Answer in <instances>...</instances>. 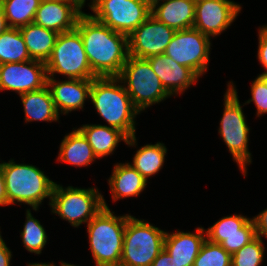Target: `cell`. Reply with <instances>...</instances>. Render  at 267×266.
Wrapping results in <instances>:
<instances>
[{"label":"cell","mask_w":267,"mask_h":266,"mask_svg":"<svg viewBox=\"0 0 267 266\" xmlns=\"http://www.w3.org/2000/svg\"><path fill=\"white\" fill-rule=\"evenodd\" d=\"M167 148L164 143L146 144L140 147L129 162L147 181L164 166Z\"/></svg>","instance_id":"484cf974"},{"label":"cell","mask_w":267,"mask_h":266,"mask_svg":"<svg viewBox=\"0 0 267 266\" xmlns=\"http://www.w3.org/2000/svg\"><path fill=\"white\" fill-rule=\"evenodd\" d=\"M48 78H56V74L66 79H94L83 41L79 31L58 34L54 48L45 63Z\"/></svg>","instance_id":"9c48e42d"},{"label":"cell","mask_w":267,"mask_h":266,"mask_svg":"<svg viewBox=\"0 0 267 266\" xmlns=\"http://www.w3.org/2000/svg\"><path fill=\"white\" fill-rule=\"evenodd\" d=\"M57 161L75 167H88L96 161L92 147L78 128L66 134L59 145Z\"/></svg>","instance_id":"603a6c76"},{"label":"cell","mask_w":267,"mask_h":266,"mask_svg":"<svg viewBox=\"0 0 267 266\" xmlns=\"http://www.w3.org/2000/svg\"><path fill=\"white\" fill-rule=\"evenodd\" d=\"M0 206H8L7 192L1 167H0Z\"/></svg>","instance_id":"8d00e7d4"},{"label":"cell","mask_w":267,"mask_h":266,"mask_svg":"<svg viewBox=\"0 0 267 266\" xmlns=\"http://www.w3.org/2000/svg\"><path fill=\"white\" fill-rule=\"evenodd\" d=\"M10 28H21L34 21L41 0H0Z\"/></svg>","instance_id":"83f0119b"},{"label":"cell","mask_w":267,"mask_h":266,"mask_svg":"<svg viewBox=\"0 0 267 266\" xmlns=\"http://www.w3.org/2000/svg\"><path fill=\"white\" fill-rule=\"evenodd\" d=\"M258 77L265 83L267 87V74H259Z\"/></svg>","instance_id":"b9f144b4"},{"label":"cell","mask_w":267,"mask_h":266,"mask_svg":"<svg viewBox=\"0 0 267 266\" xmlns=\"http://www.w3.org/2000/svg\"><path fill=\"white\" fill-rule=\"evenodd\" d=\"M3 173L8 198V206L26 204L34 211L49 199L52 200V192L56 182L52 181L44 171L32 164L16 163L14 159L0 163Z\"/></svg>","instance_id":"3957f363"},{"label":"cell","mask_w":267,"mask_h":266,"mask_svg":"<svg viewBox=\"0 0 267 266\" xmlns=\"http://www.w3.org/2000/svg\"><path fill=\"white\" fill-rule=\"evenodd\" d=\"M12 251L6 245L0 231V266H11Z\"/></svg>","instance_id":"e575fe53"},{"label":"cell","mask_w":267,"mask_h":266,"mask_svg":"<svg viewBox=\"0 0 267 266\" xmlns=\"http://www.w3.org/2000/svg\"><path fill=\"white\" fill-rule=\"evenodd\" d=\"M89 101L108 127L122 131L128 138L136 134L135 118L140 111L118 77L94 78Z\"/></svg>","instance_id":"7a4b0ae2"},{"label":"cell","mask_w":267,"mask_h":266,"mask_svg":"<svg viewBox=\"0 0 267 266\" xmlns=\"http://www.w3.org/2000/svg\"><path fill=\"white\" fill-rule=\"evenodd\" d=\"M61 266H79V265H75V264L66 263L64 261H61Z\"/></svg>","instance_id":"7bdbcfd3"},{"label":"cell","mask_w":267,"mask_h":266,"mask_svg":"<svg viewBox=\"0 0 267 266\" xmlns=\"http://www.w3.org/2000/svg\"><path fill=\"white\" fill-rule=\"evenodd\" d=\"M196 0H161L151 8V15L175 30L193 28Z\"/></svg>","instance_id":"44dd1931"},{"label":"cell","mask_w":267,"mask_h":266,"mask_svg":"<svg viewBox=\"0 0 267 266\" xmlns=\"http://www.w3.org/2000/svg\"><path fill=\"white\" fill-rule=\"evenodd\" d=\"M143 3L147 4L150 8H152L156 3H158L161 0H140Z\"/></svg>","instance_id":"60d3db41"},{"label":"cell","mask_w":267,"mask_h":266,"mask_svg":"<svg viewBox=\"0 0 267 266\" xmlns=\"http://www.w3.org/2000/svg\"><path fill=\"white\" fill-rule=\"evenodd\" d=\"M19 97L22 101L26 123L33 121L59 122L60 115L55 108L48 86L37 91L22 93Z\"/></svg>","instance_id":"cb8c5ba5"},{"label":"cell","mask_w":267,"mask_h":266,"mask_svg":"<svg viewBox=\"0 0 267 266\" xmlns=\"http://www.w3.org/2000/svg\"><path fill=\"white\" fill-rule=\"evenodd\" d=\"M118 78L140 113L172 97L165 90L146 58L129 55Z\"/></svg>","instance_id":"ba28073f"},{"label":"cell","mask_w":267,"mask_h":266,"mask_svg":"<svg viewBox=\"0 0 267 266\" xmlns=\"http://www.w3.org/2000/svg\"><path fill=\"white\" fill-rule=\"evenodd\" d=\"M232 255L220 244L206 239L201 246L193 266H231Z\"/></svg>","instance_id":"f546056e"},{"label":"cell","mask_w":267,"mask_h":266,"mask_svg":"<svg viewBox=\"0 0 267 266\" xmlns=\"http://www.w3.org/2000/svg\"><path fill=\"white\" fill-rule=\"evenodd\" d=\"M9 28L2 4L0 2V34L6 31Z\"/></svg>","instance_id":"74e56055"},{"label":"cell","mask_w":267,"mask_h":266,"mask_svg":"<svg viewBox=\"0 0 267 266\" xmlns=\"http://www.w3.org/2000/svg\"><path fill=\"white\" fill-rule=\"evenodd\" d=\"M165 90L176 97L196 84L200 77L190 68L179 65L165 54L146 58Z\"/></svg>","instance_id":"ac0fdd59"},{"label":"cell","mask_w":267,"mask_h":266,"mask_svg":"<svg viewBox=\"0 0 267 266\" xmlns=\"http://www.w3.org/2000/svg\"><path fill=\"white\" fill-rule=\"evenodd\" d=\"M89 8L95 20L126 36L151 15V8L140 0H95Z\"/></svg>","instance_id":"30bf717a"},{"label":"cell","mask_w":267,"mask_h":266,"mask_svg":"<svg viewBox=\"0 0 267 266\" xmlns=\"http://www.w3.org/2000/svg\"><path fill=\"white\" fill-rule=\"evenodd\" d=\"M176 30L150 15L128 36V53L137 58L164 54Z\"/></svg>","instance_id":"4fadbf2b"},{"label":"cell","mask_w":267,"mask_h":266,"mask_svg":"<svg viewBox=\"0 0 267 266\" xmlns=\"http://www.w3.org/2000/svg\"><path fill=\"white\" fill-rule=\"evenodd\" d=\"M241 9V4L231 0H196L193 28L217 37L231 26Z\"/></svg>","instance_id":"7c38bea8"},{"label":"cell","mask_w":267,"mask_h":266,"mask_svg":"<svg viewBox=\"0 0 267 266\" xmlns=\"http://www.w3.org/2000/svg\"><path fill=\"white\" fill-rule=\"evenodd\" d=\"M50 208L51 213L78 228L83 223L87 225L104 208V196L97 187H63L55 183Z\"/></svg>","instance_id":"52a82bcc"},{"label":"cell","mask_w":267,"mask_h":266,"mask_svg":"<svg viewBox=\"0 0 267 266\" xmlns=\"http://www.w3.org/2000/svg\"><path fill=\"white\" fill-rule=\"evenodd\" d=\"M81 8H84L86 5V0H74ZM95 0H91L90 3H88V6L90 7Z\"/></svg>","instance_id":"ab89813d"},{"label":"cell","mask_w":267,"mask_h":266,"mask_svg":"<svg viewBox=\"0 0 267 266\" xmlns=\"http://www.w3.org/2000/svg\"><path fill=\"white\" fill-rule=\"evenodd\" d=\"M262 238L256 236L252 241L232 254L231 266H261L264 262L265 248Z\"/></svg>","instance_id":"4dcf8cb0"},{"label":"cell","mask_w":267,"mask_h":266,"mask_svg":"<svg viewBox=\"0 0 267 266\" xmlns=\"http://www.w3.org/2000/svg\"><path fill=\"white\" fill-rule=\"evenodd\" d=\"M252 219L256 230V236L267 239V208L257 214V216L252 217Z\"/></svg>","instance_id":"836d02e7"},{"label":"cell","mask_w":267,"mask_h":266,"mask_svg":"<svg viewBox=\"0 0 267 266\" xmlns=\"http://www.w3.org/2000/svg\"><path fill=\"white\" fill-rule=\"evenodd\" d=\"M171 255L165 250V248L160 252L156 259L152 262L151 266H176L172 262Z\"/></svg>","instance_id":"d590c367"},{"label":"cell","mask_w":267,"mask_h":266,"mask_svg":"<svg viewBox=\"0 0 267 266\" xmlns=\"http://www.w3.org/2000/svg\"><path fill=\"white\" fill-rule=\"evenodd\" d=\"M206 230V239L220 244L231 255L256 237L253 219L242 214L227 215Z\"/></svg>","instance_id":"9a60e30c"},{"label":"cell","mask_w":267,"mask_h":266,"mask_svg":"<svg viewBox=\"0 0 267 266\" xmlns=\"http://www.w3.org/2000/svg\"><path fill=\"white\" fill-rule=\"evenodd\" d=\"M32 60L18 28H8L0 34V64Z\"/></svg>","instance_id":"4316f807"},{"label":"cell","mask_w":267,"mask_h":266,"mask_svg":"<svg viewBox=\"0 0 267 266\" xmlns=\"http://www.w3.org/2000/svg\"><path fill=\"white\" fill-rule=\"evenodd\" d=\"M205 240L206 230L202 226L197 227L195 232H184L179 229L172 233L166 231L164 248L176 266H193Z\"/></svg>","instance_id":"d6986e66"},{"label":"cell","mask_w":267,"mask_h":266,"mask_svg":"<svg viewBox=\"0 0 267 266\" xmlns=\"http://www.w3.org/2000/svg\"><path fill=\"white\" fill-rule=\"evenodd\" d=\"M47 78L45 63L38 60L0 64V91H37L47 86Z\"/></svg>","instance_id":"5bb4252c"},{"label":"cell","mask_w":267,"mask_h":266,"mask_svg":"<svg viewBox=\"0 0 267 266\" xmlns=\"http://www.w3.org/2000/svg\"><path fill=\"white\" fill-rule=\"evenodd\" d=\"M104 199V208L87 224L95 266H120L128 214L117 215Z\"/></svg>","instance_id":"277c9868"},{"label":"cell","mask_w":267,"mask_h":266,"mask_svg":"<svg viewBox=\"0 0 267 266\" xmlns=\"http://www.w3.org/2000/svg\"><path fill=\"white\" fill-rule=\"evenodd\" d=\"M78 129L92 147L97 160L112 155L121 141L129 147L137 146L136 135L128 138L122 131L105 124H84Z\"/></svg>","instance_id":"ffe728a7"},{"label":"cell","mask_w":267,"mask_h":266,"mask_svg":"<svg viewBox=\"0 0 267 266\" xmlns=\"http://www.w3.org/2000/svg\"><path fill=\"white\" fill-rule=\"evenodd\" d=\"M32 60L46 63L59 33L34 22L19 28Z\"/></svg>","instance_id":"d4e9b609"},{"label":"cell","mask_w":267,"mask_h":266,"mask_svg":"<svg viewBox=\"0 0 267 266\" xmlns=\"http://www.w3.org/2000/svg\"><path fill=\"white\" fill-rule=\"evenodd\" d=\"M224 96V109L220 118L218 133L236 162L244 177L247 176V166L252 164V153L249 151L250 127L242 110L238 92L233 81L227 83Z\"/></svg>","instance_id":"5b68a950"},{"label":"cell","mask_w":267,"mask_h":266,"mask_svg":"<svg viewBox=\"0 0 267 266\" xmlns=\"http://www.w3.org/2000/svg\"><path fill=\"white\" fill-rule=\"evenodd\" d=\"M166 231L128 214L120 266H151L164 249Z\"/></svg>","instance_id":"8992f818"},{"label":"cell","mask_w":267,"mask_h":266,"mask_svg":"<svg viewBox=\"0 0 267 266\" xmlns=\"http://www.w3.org/2000/svg\"><path fill=\"white\" fill-rule=\"evenodd\" d=\"M60 266H61V261L59 262ZM27 266H57L53 261L51 263H45V262H41V263H27Z\"/></svg>","instance_id":"f35d334b"},{"label":"cell","mask_w":267,"mask_h":266,"mask_svg":"<svg viewBox=\"0 0 267 266\" xmlns=\"http://www.w3.org/2000/svg\"><path fill=\"white\" fill-rule=\"evenodd\" d=\"M211 38L194 28L176 30L164 54L192 69L200 78L208 71Z\"/></svg>","instance_id":"8fae6325"},{"label":"cell","mask_w":267,"mask_h":266,"mask_svg":"<svg viewBox=\"0 0 267 266\" xmlns=\"http://www.w3.org/2000/svg\"><path fill=\"white\" fill-rule=\"evenodd\" d=\"M258 41L257 58L264 68L261 74H267V24L259 27Z\"/></svg>","instance_id":"d6a6232c"},{"label":"cell","mask_w":267,"mask_h":266,"mask_svg":"<svg viewBox=\"0 0 267 266\" xmlns=\"http://www.w3.org/2000/svg\"><path fill=\"white\" fill-rule=\"evenodd\" d=\"M251 98L244 104L253 102L256 107V116L260 117L267 114V87L265 83L257 76L251 84Z\"/></svg>","instance_id":"1f68e13d"},{"label":"cell","mask_w":267,"mask_h":266,"mask_svg":"<svg viewBox=\"0 0 267 266\" xmlns=\"http://www.w3.org/2000/svg\"><path fill=\"white\" fill-rule=\"evenodd\" d=\"M83 13L74 0H41L33 22L60 34L75 29Z\"/></svg>","instance_id":"2e32d148"},{"label":"cell","mask_w":267,"mask_h":266,"mask_svg":"<svg viewBox=\"0 0 267 266\" xmlns=\"http://www.w3.org/2000/svg\"><path fill=\"white\" fill-rule=\"evenodd\" d=\"M26 220L23 226V230L20 232V238L24 248L35 255H40L43 248L47 244L48 236L45 228L41 225L40 221L33 217L31 209L26 210Z\"/></svg>","instance_id":"f1b7e54d"},{"label":"cell","mask_w":267,"mask_h":266,"mask_svg":"<svg viewBox=\"0 0 267 266\" xmlns=\"http://www.w3.org/2000/svg\"><path fill=\"white\" fill-rule=\"evenodd\" d=\"M93 79L56 80L47 78L55 108L60 115L82 110L85 102L90 100V89Z\"/></svg>","instance_id":"e0dca14e"},{"label":"cell","mask_w":267,"mask_h":266,"mask_svg":"<svg viewBox=\"0 0 267 266\" xmlns=\"http://www.w3.org/2000/svg\"><path fill=\"white\" fill-rule=\"evenodd\" d=\"M113 166L108 179L113 201L140 196L148 181L129 162L116 163Z\"/></svg>","instance_id":"7402d4cb"},{"label":"cell","mask_w":267,"mask_h":266,"mask_svg":"<svg viewBox=\"0 0 267 266\" xmlns=\"http://www.w3.org/2000/svg\"><path fill=\"white\" fill-rule=\"evenodd\" d=\"M84 50L96 77H118L128 53V36L116 32L95 20L90 13H83L77 21Z\"/></svg>","instance_id":"6da1fadb"}]
</instances>
